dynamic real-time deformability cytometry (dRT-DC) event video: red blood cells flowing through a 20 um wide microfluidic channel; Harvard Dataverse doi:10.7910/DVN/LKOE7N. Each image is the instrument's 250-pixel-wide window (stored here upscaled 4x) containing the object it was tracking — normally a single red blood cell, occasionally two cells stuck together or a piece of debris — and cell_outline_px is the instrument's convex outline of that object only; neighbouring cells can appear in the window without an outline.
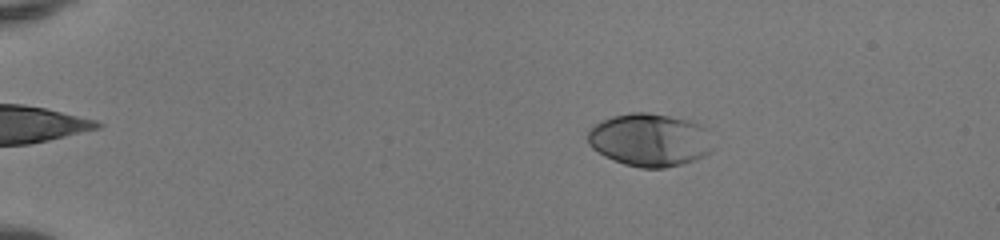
{"species": "human", "species_latin": "Homo sapiens", "temperature_condition": "room temperature", "stored_images_in_passage": 51, "camera_frame_rate_fps": 3000, "um_per_image_px": 0.085, "donor": {"sex": "female"}, "frame": {"image": 1, "passage_image": 10, "time_ms": 3.0, "image_size_px": [1000, 240], "cell_outline_px": [[708, 152], [704, 156], [680, 164], [664, 168], [640, 168], [624, 164], [604, 156], [592, 148], [588, 144], [588, 128], [612, 116], [632, 112], [648, 112], [692, 120], [700, 124], [704, 128], [708, 148]], "centroid_in_image_um": [55.13, 11.88], "position_along_channel_um": 29.9, "area_um2": 38.09}}
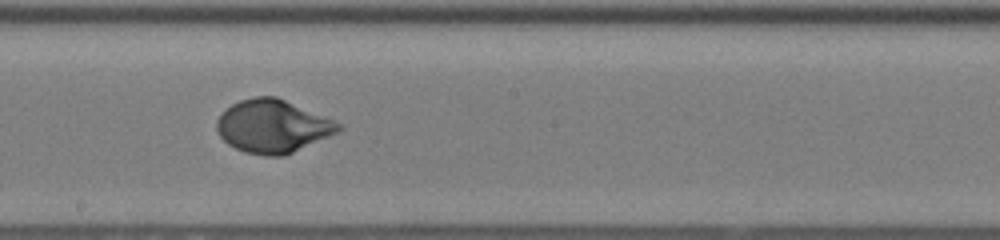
{"frame": {"image": 2, "passage_image": 31, "time_ms": 10.0, "image_size_px": [1000, 240], "cell_outline_px": [[344, 128], [340, 132], [284, 156], [264, 156], [244, 152], [228, 144], [220, 136], [216, 128], [216, 120], [232, 104], [240, 100], [256, 96], [276, 96], [332, 120], [340, 124]], "centroid_in_image_um": [23.18, 10.75], "position_along_channel_um": 225.0, "area_um2": 37.4}}
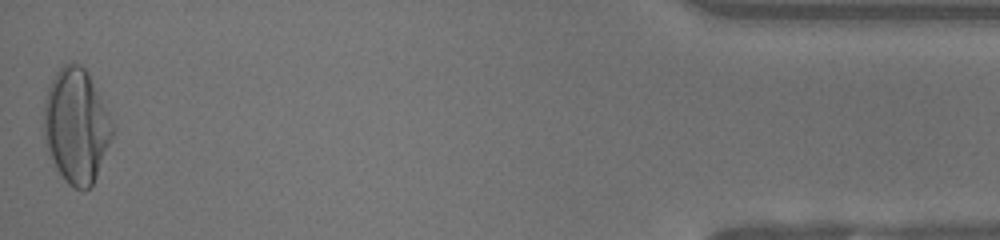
{"frame": {"image": 3, "passage_image": 51, "time_ms": 16.667, "image_size_px": [1000, 240], "cell_outline_px": [[116, 132], [96, 176], [92, 184], [84, 192], [72, 188], [64, 180], [56, 168], [48, 152], [44, 140], [44, 100], [48, 88], [56, 72], [68, 60], [72, 60], [80, 64], [88, 72], [116, 128]], "centroid_in_image_um": [6.5, 10.7], "position_along_channel_um": 428.7, "area_um2": 46.41}, "authors_computed_cell_mechanics": {"area_um2": 37.6278, "velocity_mm_per_s": 4.1444, "shape_relaxation_time_tau1_ms": 2.7385, "shape_relaxation_time_tau2_ms": null, "deformation_change_tau1": 0.1987, "deformation_change_tau2": null}}